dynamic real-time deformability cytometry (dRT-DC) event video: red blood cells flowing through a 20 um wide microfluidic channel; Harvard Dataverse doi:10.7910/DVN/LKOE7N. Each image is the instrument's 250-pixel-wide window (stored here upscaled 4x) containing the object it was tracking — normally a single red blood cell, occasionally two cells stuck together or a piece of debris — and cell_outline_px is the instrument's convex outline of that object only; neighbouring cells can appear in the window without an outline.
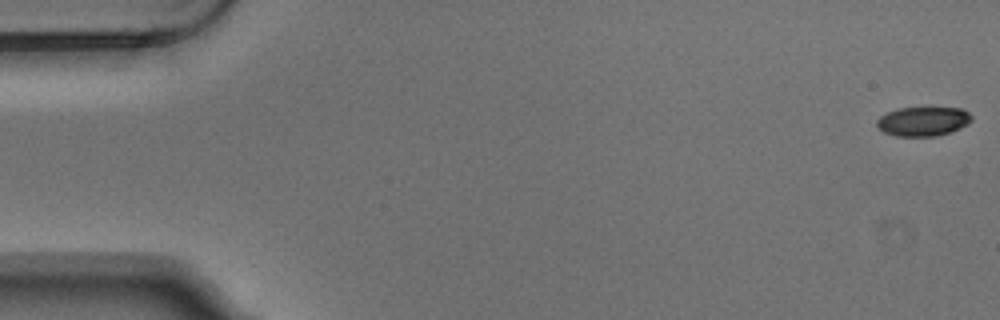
{"species": "Egyptian fruit bat (a non-hibernating species)", "species_latin": "Rousettus aegyptiacus", "temperature_condition": "warm", "stored_images_in_passage": 6, "camera_frame_rate_fps": 3000, "um_per_image_px": 0.085, "animal": {"sex": "male"}, "frame": {"image": 1, "passage_image": 1, "time_ms": 0.0, "image_size_px": [1000, 320], "cell_outline_px": [[972, 120], [968, 124], [960, 128], [936, 136], [896, 136], [884, 132], [876, 124], [876, 120], [880, 116], [896, 108], [964, 108], [972, 116]], "centroid_in_image_um": [78.47, 10.31], "position_along_channel_um": 6.5, "area_um2": 16.13}}
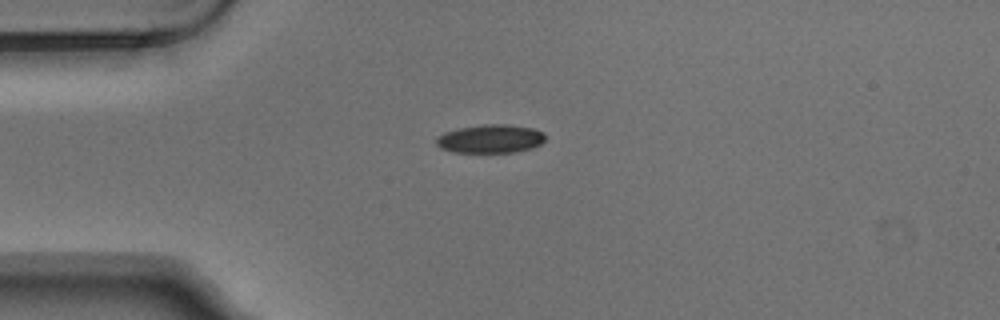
{"frame": {"image": 2, "passage_image": 4, "time_ms": 1.0, "image_size_px": [1000, 320], "cell_outline_px": [[544, 140], [540, 144], [532, 148], [516, 152], [452, 152], [440, 148], [436, 144], [436, 136], [444, 132], [460, 128], [484, 124], [508, 124], [532, 128], [544, 132]], "centroid_in_image_um": [41.67, 11.79], "position_along_channel_um": 43.3, "area_um2": 18.15}}
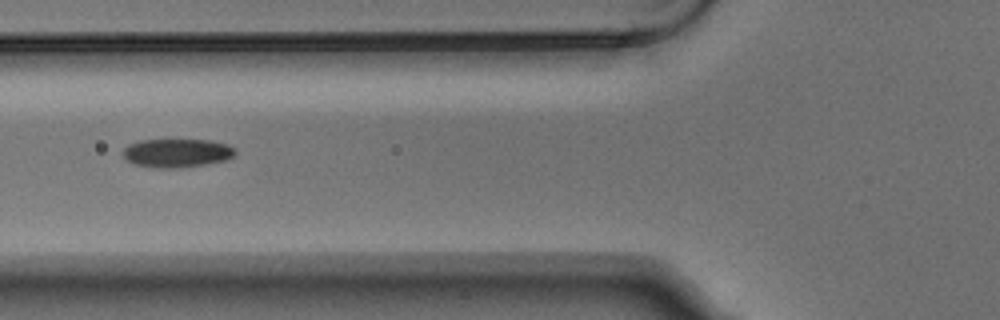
{"frame": {"image": 3, "passage_image": 6, "time_ms": 1.667, "image_size_px": [1000, 320], "cell_outline_px": [[236, 156], [224, 160], [204, 164], [176, 168], [156, 168], [136, 164], [128, 160], [124, 156], [124, 148], [128, 144], [140, 140], [208, 140], [228, 144], [236, 152]], "centroid_in_image_um": [15.05, 13.0], "position_along_channel_um": 110.8, "area_um2": 18.5}}